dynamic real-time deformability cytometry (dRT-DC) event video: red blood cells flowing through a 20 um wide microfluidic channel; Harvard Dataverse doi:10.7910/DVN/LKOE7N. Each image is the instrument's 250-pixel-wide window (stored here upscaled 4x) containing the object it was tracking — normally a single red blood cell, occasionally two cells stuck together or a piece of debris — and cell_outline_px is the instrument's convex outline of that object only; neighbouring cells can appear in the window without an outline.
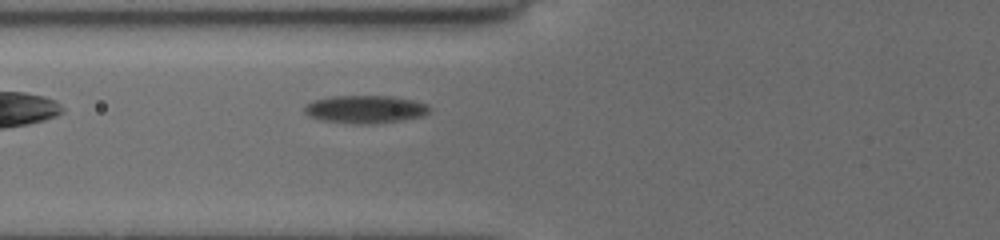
{"species": "common noctule bat (a hibernating species)", "species_latin": "Nyctalus noctula", "temperature_condition": "cold", "stored_images_in_passage": 5, "camera_frame_rate_fps": 3000, "um_per_image_px": 0.085, "animal": {"sex": "female", "body_mass_g": 19.5, "forearm_length_mm": 54.1}, "frame": {"image": 1, "passage_image": 3, "time_ms": 1.667, "image_size_px": [1000, 240], "cell_outline_px": [[428, 112], [420, 116], [400, 120], [368, 124], [360, 124], [320, 120], [308, 116], [304, 112], [304, 104], [312, 100], [332, 96], [392, 96], [412, 100], [428, 104]], "centroid_in_image_um": [30.96, 9.28], "position_along_channel_um": 94.8, "area_um2": 20.17}}